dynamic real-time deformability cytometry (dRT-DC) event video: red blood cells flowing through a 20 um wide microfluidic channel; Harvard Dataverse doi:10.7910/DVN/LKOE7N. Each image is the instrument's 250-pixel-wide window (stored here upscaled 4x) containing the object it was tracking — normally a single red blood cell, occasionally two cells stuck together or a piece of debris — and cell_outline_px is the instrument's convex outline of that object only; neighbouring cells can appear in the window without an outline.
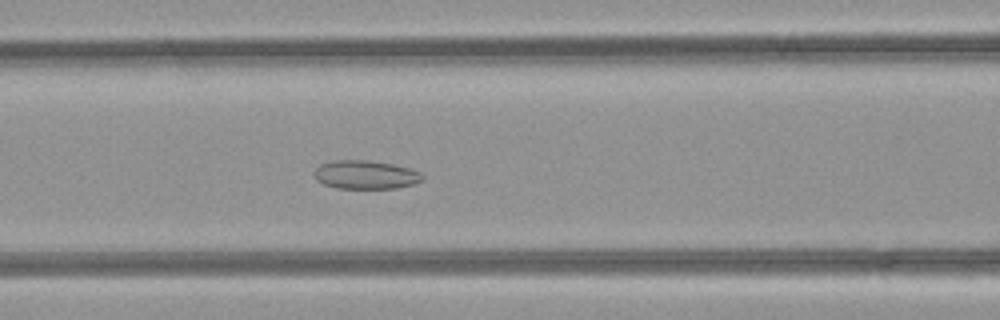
{"species": "common noctule bat (a hibernating species)", "species_latin": "Nyctalus noctula", "temperature_condition": "room temperature", "stored_images_in_passage": 49, "camera_frame_rate_fps": 3000, "um_per_image_px": 0.085, "animal": {"sex": "female", "body_mass_g": 21.9}, "frame": {"image": 1, "passage_image": 21, "time_ms": 6.667, "image_size_px": [1000, 320], "cell_outline_px": [[424, 180], [412, 184], [396, 188], [336, 188], [324, 184], [316, 180], [312, 176], [312, 172], [320, 164], [332, 160], [368, 160], [392, 164], [412, 168], [420, 172], [424, 176]], "centroid_in_image_um": [31.05, 14.84], "position_along_channel_um": 135.6, "area_um2": 18.26}}
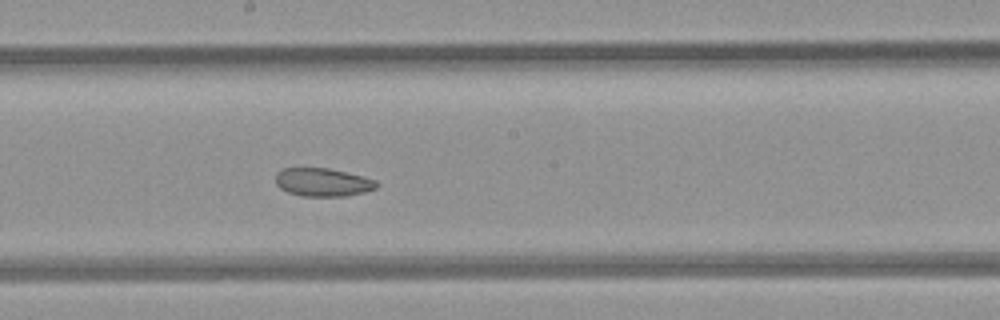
{"frame": {"image": 2, "passage_image": 27, "time_ms": 8.667, "image_size_px": [1000, 320], "cell_outline_px": [[380, 184], [376, 188], [364, 192], [348, 196], [300, 196], [288, 192], [280, 188], [276, 184], [276, 172], [284, 168], [328, 168], [364, 176], [376, 180]], "centroid_in_image_um": [27.45, 15.49], "position_along_channel_um": 220.7, "area_um2": 16.76}}
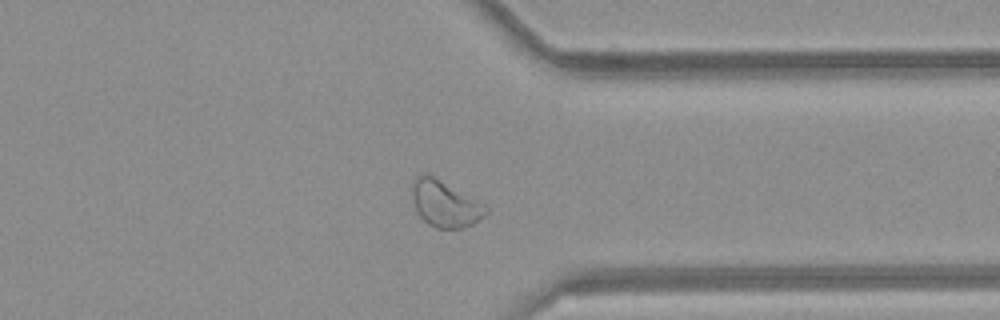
{"frame": {"image": 3, "passage_image": 38, "time_ms": 12.333, "image_size_px": [1000, 320], "cell_outline_px": [[488, 212], [484, 216], [472, 224], [460, 228], [436, 228], [428, 224], [420, 216], [416, 208], [412, 196], [412, 180], [416, 176], [432, 176], [484, 204], [488, 208]], "centroid_in_image_um": [37.82, 17.35], "position_along_channel_um": 373.6, "area_um2": 19.31}, "authors_computed_cell_mechanics": {"area_um2": 22.5998, "velocity_mm_per_s": 4.2661, "shape_relaxation_time_tau1_ms": null, "shape_relaxation_time_tau2_ms": 3.6605, "deformation_change_tau1": null, "deformation_change_tau2": 0.09}}